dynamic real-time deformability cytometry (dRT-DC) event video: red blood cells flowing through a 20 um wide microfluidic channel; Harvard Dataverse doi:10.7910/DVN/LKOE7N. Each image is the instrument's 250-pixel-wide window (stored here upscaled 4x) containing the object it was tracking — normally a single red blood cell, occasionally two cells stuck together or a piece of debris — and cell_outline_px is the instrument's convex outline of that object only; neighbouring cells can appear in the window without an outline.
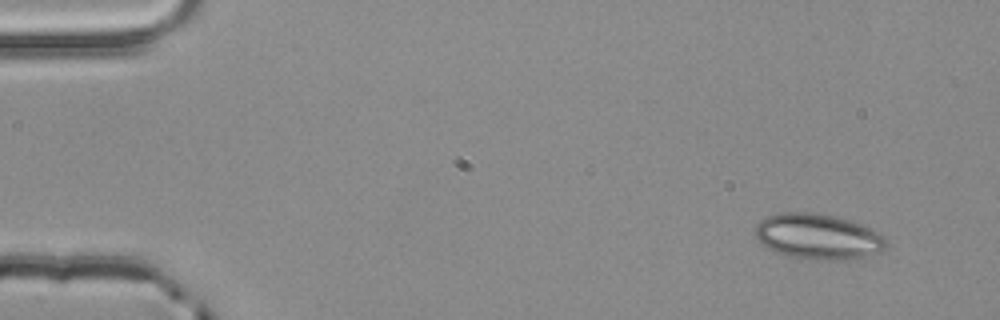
{"species": "common noctule bat (a hibernating species)", "species_latin": "Nyctalus noctula", "temperature_condition": "room temperature", "stored_images_in_passage": 3, "camera_frame_rate_fps": 3000, "um_per_image_px": 0.085, "animal": {"sex": "male", "body_mass_g": 20.4}, "frame": {"image": 1, "passage_image": 1, "time_ms": 0.0, "image_size_px": [1000, 320], "cell_outline_px": [[888, 244], [880, 252], [864, 256], [844, 260], [816, 260], [784, 256], [768, 248], [756, 236], [756, 224], [764, 216], [780, 212], [812, 212], [832, 216], [848, 220], [872, 228], [884, 236]], "centroid_in_image_um": [69.52, 20.11], "position_along_channel_um": 15.5, "area_um2": 34.85}}